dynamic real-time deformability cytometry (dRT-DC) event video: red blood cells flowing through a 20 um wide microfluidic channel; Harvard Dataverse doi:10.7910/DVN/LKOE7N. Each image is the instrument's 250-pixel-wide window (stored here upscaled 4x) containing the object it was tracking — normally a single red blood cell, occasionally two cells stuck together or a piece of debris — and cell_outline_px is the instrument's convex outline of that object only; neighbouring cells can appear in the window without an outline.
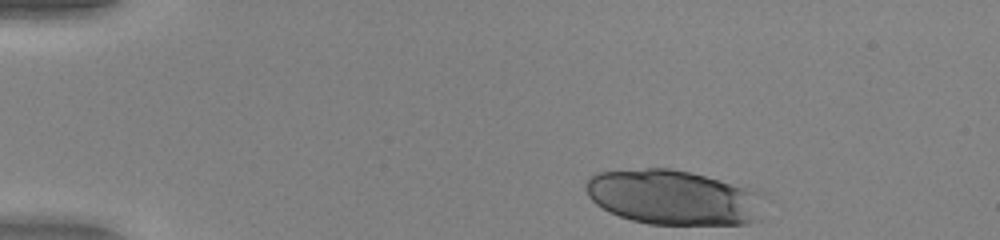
{"species": "human", "species_latin": "Homo sapiens", "temperature_condition": "warm", "stored_images_in_passage": 13, "camera_frame_rate_fps": 3000, "um_per_image_px": 0.085, "donor": {"sex": "female"}, "frame": {"image": 1, "passage_image": 1, "time_ms": 0.0, "image_size_px": [1000, 240], "cell_outline_px": [[760, 220], [748, 224], [648, 224], [632, 220], [608, 212], [596, 204], [588, 196], [584, 188], [588, 180], [596, 172], [644, 168], [672, 168], [748, 184], [756, 188]], "centroid_in_image_um": [57.24, 16.75], "position_along_channel_um": 27.8, "area_um2": 57.63}}